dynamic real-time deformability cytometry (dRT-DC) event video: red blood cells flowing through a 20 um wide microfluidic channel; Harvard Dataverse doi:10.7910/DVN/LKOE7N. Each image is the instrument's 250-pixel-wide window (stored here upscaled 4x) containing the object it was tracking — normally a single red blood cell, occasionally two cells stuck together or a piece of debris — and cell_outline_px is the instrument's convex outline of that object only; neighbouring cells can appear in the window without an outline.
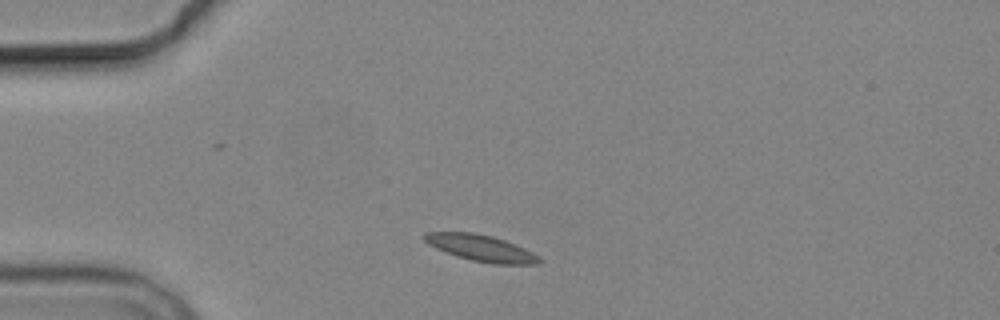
{"species": "common noctule bat (a hibernating species)", "species_latin": "Nyctalus noctula", "temperature_condition": "cold", "stored_images_in_passage": 3, "camera_frame_rate_fps": 3000, "um_per_image_px": 0.085, "animal": {"sex": "male", "body_mass_g": 19.2, "forearm_length_mm": 51.8}, "frame": {"image": 1, "passage_image": 3, "time_ms": 3.333, "image_size_px": [1000, 320], "cell_outline_px": [[540, 264], [492, 264], [472, 260], [456, 256], [436, 248], [428, 244], [420, 236], [424, 232], [472, 232], [492, 236], [504, 240], [524, 248], [532, 252], [540, 260]], "centroid_in_image_um": [40.82, 21.07], "position_along_channel_um": 44.2, "area_um2": 17.57}}